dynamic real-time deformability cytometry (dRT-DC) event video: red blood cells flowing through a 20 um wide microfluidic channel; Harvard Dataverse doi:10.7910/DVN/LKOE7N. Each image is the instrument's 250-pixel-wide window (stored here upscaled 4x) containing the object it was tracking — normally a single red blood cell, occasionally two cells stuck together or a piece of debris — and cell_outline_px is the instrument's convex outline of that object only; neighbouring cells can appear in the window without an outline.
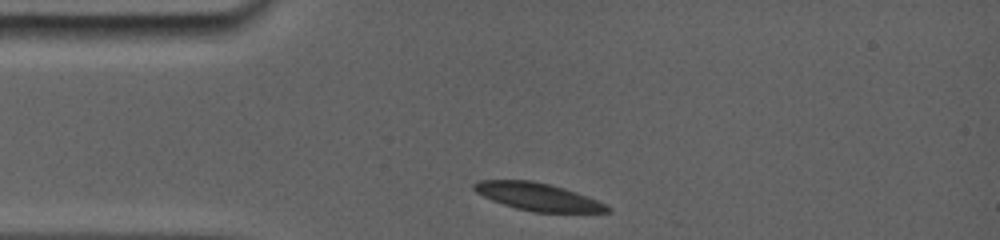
{"species": "common noctule bat (a hibernating species)", "species_latin": "Nyctalus noctula", "temperature_condition": "room temperature", "stored_images_in_passage": 45, "camera_frame_rate_fps": 5000, "um_per_image_px": 0.085, "animal": {"sex": "female", "body_mass_g": 19.0, "forearm_length_mm": 56.7}, "frame": {"image": 1, "passage_image": 1, "time_ms": 0.0, "image_size_px": [1000, 240], "cell_outline_px": [[612, 212], [532, 212], [516, 208], [492, 200], [476, 192], [472, 188], [472, 184], [476, 180], [532, 180], [552, 184], [588, 196], [612, 208]], "centroid_in_image_um": [45.7, 16.71], "position_along_channel_um": 39.3, "area_um2": 21.5}}
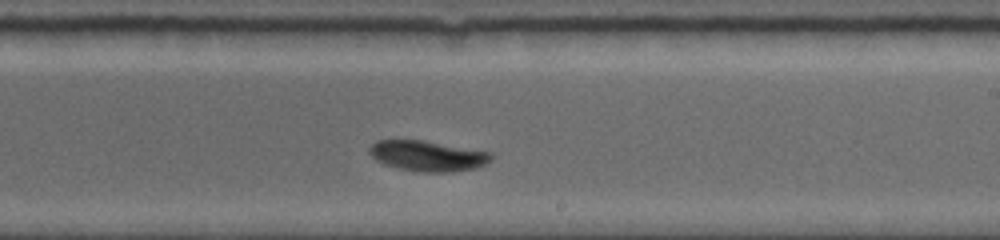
{"frame": {"image": 2, "passage_image": 25, "time_ms": 6.2, "image_size_px": [1000, 240], "cell_outline_px": [[492, 160], [476, 168], [452, 172], [420, 172], [400, 168], [384, 164], [376, 160], [368, 152], [368, 148], [376, 140], [424, 140], [492, 152]], "centroid_in_image_um": [36.35, 13.24], "position_along_channel_um": 252.6, "area_um2": 21.73}}
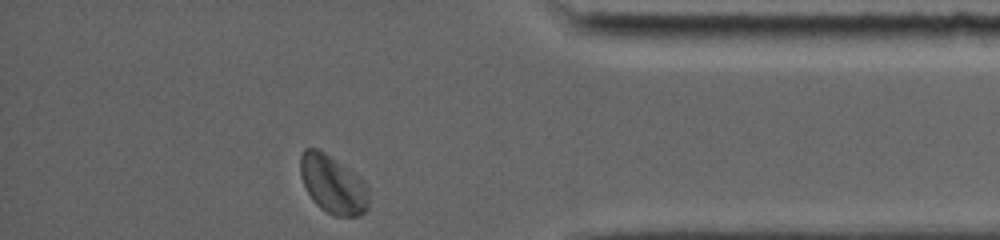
{"frame": {"image": 3, "passage_image": 45, "time_ms": 10.6, "image_size_px": [1000, 240], "cell_outline_px": [[368, 208], [360, 216], [336, 216], [320, 208], [312, 200], [300, 176], [300, 156], [304, 148], [316, 148], [324, 152], [360, 176], [364, 180], [368, 188]], "centroid_in_image_um": [28.3, 15.67], "position_along_channel_um": 406.9, "area_um2": 23.29}, "authors_computed_cell_mechanics": {"area_um2": 22.3108, "velocity_mm_per_s": 3.7888, "shape_relaxation_time_tau1_ms": 1.8567, "shape_relaxation_time_tau2_ms": 3.6853, "deformation_change_tau1": 0.1102, "deformation_change_tau2": 0.0633}}